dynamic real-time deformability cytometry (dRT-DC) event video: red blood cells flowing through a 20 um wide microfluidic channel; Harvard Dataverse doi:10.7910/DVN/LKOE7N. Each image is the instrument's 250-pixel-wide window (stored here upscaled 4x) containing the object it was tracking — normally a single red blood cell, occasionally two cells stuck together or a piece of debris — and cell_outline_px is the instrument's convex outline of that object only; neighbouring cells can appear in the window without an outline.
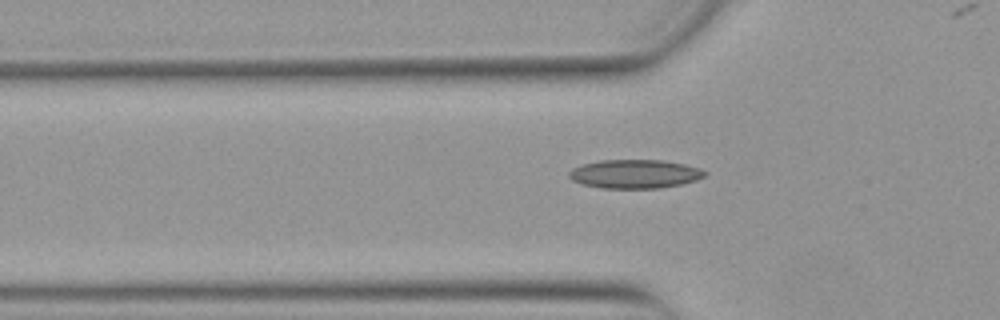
{"species": "Egyptian fruit bat (a non-hibernating species)", "species_latin": "Rousettus aegyptiacus", "temperature_condition": "warm", "stored_images_in_passage": 34, "camera_frame_rate_fps": 3000, "um_per_image_px": 0.085, "animal": {"sex": "female"}, "frame": {"image": 1, "passage_image": 10, "time_ms": 3.0, "image_size_px": [1000, 320], "cell_outline_px": [[708, 172], [704, 176], [696, 180], [680, 184], [660, 188], [600, 188], [580, 184], [572, 180], [568, 176], [568, 172], [572, 168], [580, 164], [600, 160], [664, 160], [684, 164], [700, 168]], "centroid_in_image_um": [53.92, 14.78], "position_along_channel_um": 71.9, "area_um2": 22.95}}
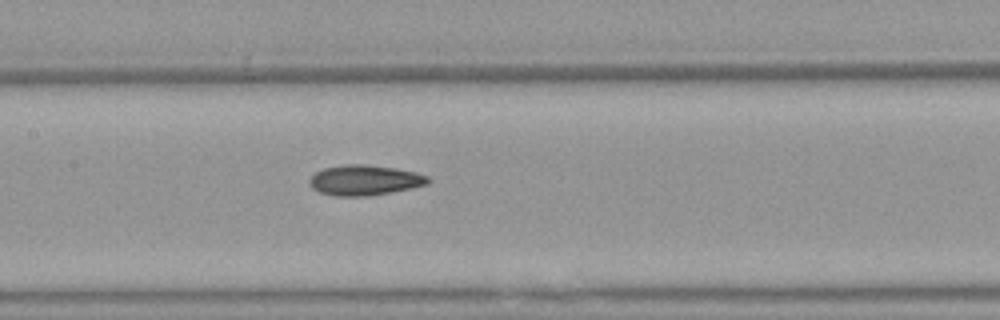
{"frame": {"image": 2, "passage_image": 18, "time_ms": 5.667, "image_size_px": [1000, 320], "cell_outline_px": [[432, 180], [428, 184], [412, 188], [368, 196], [332, 196], [320, 192], [312, 188], [308, 180], [316, 172], [324, 168], [344, 164], [364, 164], [396, 168], [416, 172], [428, 176]], "centroid_in_image_um": [31.01, 15.31], "position_along_channel_um": 176.4, "area_um2": 21.04}}
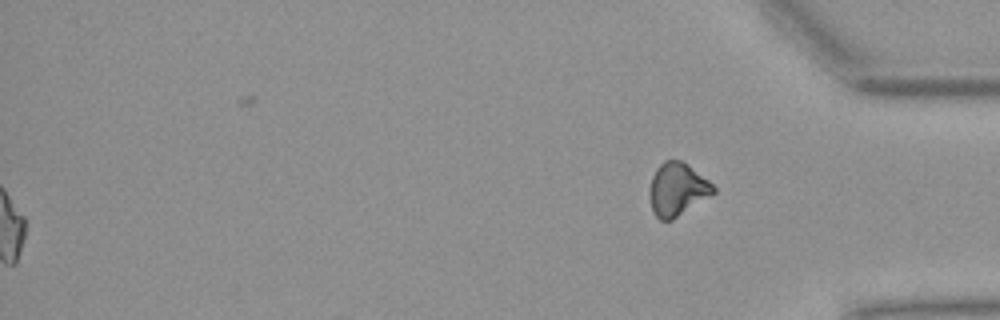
{"frame": {"image": 3, "passage_image": 34, "time_ms": 11.0, "image_size_px": [1000, 320], "cell_outline_px": [[716, 192], [672, 220], [660, 220], [652, 212], [648, 196], [648, 192], [652, 176], [656, 168], [664, 160], [680, 160], [688, 164], [708, 180], [716, 188]], "centroid_in_image_um": [57.54, 16.09], "position_along_channel_um": 377.7, "area_um2": 19.83}, "authors_computed_cell_mechanics": {"area_um2": 20.2878, "velocity_mm_per_s": 3.8972, "shape_relaxation_time_tau1_ms": null, "shape_relaxation_time_tau2_ms": 8.5721, "deformation_change_tau1": null, "deformation_change_tau2": 0.1879}}